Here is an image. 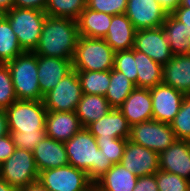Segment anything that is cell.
Segmentation results:
<instances>
[{"label": "cell", "instance_id": "23", "mask_svg": "<svg viewBox=\"0 0 190 191\" xmlns=\"http://www.w3.org/2000/svg\"><path fill=\"white\" fill-rule=\"evenodd\" d=\"M138 177L127 170L122 164L117 163L95 183L94 187L99 191H133Z\"/></svg>", "mask_w": 190, "mask_h": 191}, {"label": "cell", "instance_id": "17", "mask_svg": "<svg viewBox=\"0 0 190 191\" xmlns=\"http://www.w3.org/2000/svg\"><path fill=\"white\" fill-rule=\"evenodd\" d=\"M83 128L75 111H48L46 115V136L65 143Z\"/></svg>", "mask_w": 190, "mask_h": 191}, {"label": "cell", "instance_id": "25", "mask_svg": "<svg viewBox=\"0 0 190 191\" xmlns=\"http://www.w3.org/2000/svg\"><path fill=\"white\" fill-rule=\"evenodd\" d=\"M112 107L103 95L83 94L76 108V115L83 128L109 113Z\"/></svg>", "mask_w": 190, "mask_h": 191}, {"label": "cell", "instance_id": "30", "mask_svg": "<svg viewBox=\"0 0 190 191\" xmlns=\"http://www.w3.org/2000/svg\"><path fill=\"white\" fill-rule=\"evenodd\" d=\"M83 94L106 95L110 85V70L77 71Z\"/></svg>", "mask_w": 190, "mask_h": 191}, {"label": "cell", "instance_id": "24", "mask_svg": "<svg viewBox=\"0 0 190 191\" xmlns=\"http://www.w3.org/2000/svg\"><path fill=\"white\" fill-rule=\"evenodd\" d=\"M112 15L94 11L87 6L77 18L79 36L104 38L111 24Z\"/></svg>", "mask_w": 190, "mask_h": 191}, {"label": "cell", "instance_id": "9", "mask_svg": "<svg viewBox=\"0 0 190 191\" xmlns=\"http://www.w3.org/2000/svg\"><path fill=\"white\" fill-rule=\"evenodd\" d=\"M128 140L160 154L177 138L170 124L151 119L131 125Z\"/></svg>", "mask_w": 190, "mask_h": 191}, {"label": "cell", "instance_id": "7", "mask_svg": "<svg viewBox=\"0 0 190 191\" xmlns=\"http://www.w3.org/2000/svg\"><path fill=\"white\" fill-rule=\"evenodd\" d=\"M39 171L33 153L16 148L14 153L0 165V177L18 189L38 181Z\"/></svg>", "mask_w": 190, "mask_h": 191}, {"label": "cell", "instance_id": "35", "mask_svg": "<svg viewBox=\"0 0 190 191\" xmlns=\"http://www.w3.org/2000/svg\"><path fill=\"white\" fill-rule=\"evenodd\" d=\"M16 101L10 70L6 63H0V109H7Z\"/></svg>", "mask_w": 190, "mask_h": 191}, {"label": "cell", "instance_id": "16", "mask_svg": "<svg viewBox=\"0 0 190 191\" xmlns=\"http://www.w3.org/2000/svg\"><path fill=\"white\" fill-rule=\"evenodd\" d=\"M39 87L44 96L73 70L72 59L37 55Z\"/></svg>", "mask_w": 190, "mask_h": 191}, {"label": "cell", "instance_id": "41", "mask_svg": "<svg viewBox=\"0 0 190 191\" xmlns=\"http://www.w3.org/2000/svg\"><path fill=\"white\" fill-rule=\"evenodd\" d=\"M47 6V0H14V7L26 8V9H37L44 11Z\"/></svg>", "mask_w": 190, "mask_h": 191}, {"label": "cell", "instance_id": "3", "mask_svg": "<svg viewBox=\"0 0 190 191\" xmlns=\"http://www.w3.org/2000/svg\"><path fill=\"white\" fill-rule=\"evenodd\" d=\"M12 78L17 100L43 101L39 87L37 55L24 52L6 63Z\"/></svg>", "mask_w": 190, "mask_h": 191}, {"label": "cell", "instance_id": "18", "mask_svg": "<svg viewBox=\"0 0 190 191\" xmlns=\"http://www.w3.org/2000/svg\"><path fill=\"white\" fill-rule=\"evenodd\" d=\"M118 109L130 126L153 119L150 89L136 87Z\"/></svg>", "mask_w": 190, "mask_h": 191}, {"label": "cell", "instance_id": "19", "mask_svg": "<svg viewBox=\"0 0 190 191\" xmlns=\"http://www.w3.org/2000/svg\"><path fill=\"white\" fill-rule=\"evenodd\" d=\"M86 129L95 138L102 139H128L130 134V125L118 108H112L107 115L89 124Z\"/></svg>", "mask_w": 190, "mask_h": 191}, {"label": "cell", "instance_id": "46", "mask_svg": "<svg viewBox=\"0 0 190 191\" xmlns=\"http://www.w3.org/2000/svg\"><path fill=\"white\" fill-rule=\"evenodd\" d=\"M14 8V0H0V14H4Z\"/></svg>", "mask_w": 190, "mask_h": 191}, {"label": "cell", "instance_id": "34", "mask_svg": "<svg viewBox=\"0 0 190 191\" xmlns=\"http://www.w3.org/2000/svg\"><path fill=\"white\" fill-rule=\"evenodd\" d=\"M158 191H189L190 181L174 173L158 170L155 173Z\"/></svg>", "mask_w": 190, "mask_h": 191}, {"label": "cell", "instance_id": "4", "mask_svg": "<svg viewBox=\"0 0 190 191\" xmlns=\"http://www.w3.org/2000/svg\"><path fill=\"white\" fill-rule=\"evenodd\" d=\"M115 52L104 38L80 36L72 59L76 71H107L114 66Z\"/></svg>", "mask_w": 190, "mask_h": 191}, {"label": "cell", "instance_id": "47", "mask_svg": "<svg viewBox=\"0 0 190 191\" xmlns=\"http://www.w3.org/2000/svg\"><path fill=\"white\" fill-rule=\"evenodd\" d=\"M0 191H19V189L9 185L2 177H0Z\"/></svg>", "mask_w": 190, "mask_h": 191}, {"label": "cell", "instance_id": "37", "mask_svg": "<svg viewBox=\"0 0 190 191\" xmlns=\"http://www.w3.org/2000/svg\"><path fill=\"white\" fill-rule=\"evenodd\" d=\"M128 0H87L86 6L94 11L110 15L123 14Z\"/></svg>", "mask_w": 190, "mask_h": 191}, {"label": "cell", "instance_id": "2", "mask_svg": "<svg viewBox=\"0 0 190 191\" xmlns=\"http://www.w3.org/2000/svg\"><path fill=\"white\" fill-rule=\"evenodd\" d=\"M69 164L87 172L89 179L95 183L112 166L97 145L96 138L82 128L64 143Z\"/></svg>", "mask_w": 190, "mask_h": 191}, {"label": "cell", "instance_id": "28", "mask_svg": "<svg viewBox=\"0 0 190 191\" xmlns=\"http://www.w3.org/2000/svg\"><path fill=\"white\" fill-rule=\"evenodd\" d=\"M135 88V84L125 74L112 69L105 98L112 108H119Z\"/></svg>", "mask_w": 190, "mask_h": 191}, {"label": "cell", "instance_id": "42", "mask_svg": "<svg viewBox=\"0 0 190 191\" xmlns=\"http://www.w3.org/2000/svg\"><path fill=\"white\" fill-rule=\"evenodd\" d=\"M171 14L190 29V8L182 7L179 4Z\"/></svg>", "mask_w": 190, "mask_h": 191}, {"label": "cell", "instance_id": "36", "mask_svg": "<svg viewBox=\"0 0 190 191\" xmlns=\"http://www.w3.org/2000/svg\"><path fill=\"white\" fill-rule=\"evenodd\" d=\"M127 140L122 138H96L99 149L103 151L105 158L110 160L112 164L120 163Z\"/></svg>", "mask_w": 190, "mask_h": 191}, {"label": "cell", "instance_id": "10", "mask_svg": "<svg viewBox=\"0 0 190 191\" xmlns=\"http://www.w3.org/2000/svg\"><path fill=\"white\" fill-rule=\"evenodd\" d=\"M83 92L76 70H72L43 97L47 111H76Z\"/></svg>", "mask_w": 190, "mask_h": 191}, {"label": "cell", "instance_id": "33", "mask_svg": "<svg viewBox=\"0 0 190 191\" xmlns=\"http://www.w3.org/2000/svg\"><path fill=\"white\" fill-rule=\"evenodd\" d=\"M114 70L120 71L131 80L136 87L137 68L135 59V49L115 52Z\"/></svg>", "mask_w": 190, "mask_h": 191}, {"label": "cell", "instance_id": "43", "mask_svg": "<svg viewBox=\"0 0 190 191\" xmlns=\"http://www.w3.org/2000/svg\"><path fill=\"white\" fill-rule=\"evenodd\" d=\"M8 122L5 109H0V137L8 135Z\"/></svg>", "mask_w": 190, "mask_h": 191}, {"label": "cell", "instance_id": "20", "mask_svg": "<svg viewBox=\"0 0 190 191\" xmlns=\"http://www.w3.org/2000/svg\"><path fill=\"white\" fill-rule=\"evenodd\" d=\"M39 172L69 164L63 142L45 136L32 151Z\"/></svg>", "mask_w": 190, "mask_h": 191}, {"label": "cell", "instance_id": "22", "mask_svg": "<svg viewBox=\"0 0 190 191\" xmlns=\"http://www.w3.org/2000/svg\"><path fill=\"white\" fill-rule=\"evenodd\" d=\"M136 29L125 13L112 15L111 24L104 40L114 52L134 48Z\"/></svg>", "mask_w": 190, "mask_h": 191}, {"label": "cell", "instance_id": "1", "mask_svg": "<svg viewBox=\"0 0 190 191\" xmlns=\"http://www.w3.org/2000/svg\"><path fill=\"white\" fill-rule=\"evenodd\" d=\"M77 21L46 15L36 55L73 59L79 39Z\"/></svg>", "mask_w": 190, "mask_h": 191}, {"label": "cell", "instance_id": "44", "mask_svg": "<svg viewBox=\"0 0 190 191\" xmlns=\"http://www.w3.org/2000/svg\"><path fill=\"white\" fill-rule=\"evenodd\" d=\"M165 11L170 14L178 5L180 0H157Z\"/></svg>", "mask_w": 190, "mask_h": 191}, {"label": "cell", "instance_id": "26", "mask_svg": "<svg viewBox=\"0 0 190 191\" xmlns=\"http://www.w3.org/2000/svg\"><path fill=\"white\" fill-rule=\"evenodd\" d=\"M138 88H153L163 81V65L155 62L145 53L135 50Z\"/></svg>", "mask_w": 190, "mask_h": 191}, {"label": "cell", "instance_id": "32", "mask_svg": "<svg viewBox=\"0 0 190 191\" xmlns=\"http://www.w3.org/2000/svg\"><path fill=\"white\" fill-rule=\"evenodd\" d=\"M170 126L178 140L190 141V95L184 97L179 112Z\"/></svg>", "mask_w": 190, "mask_h": 191}, {"label": "cell", "instance_id": "12", "mask_svg": "<svg viewBox=\"0 0 190 191\" xmlns=\"http://www.w3.org/2000/svg\"><path fill=\"white\" fill-rule=\"evenodd\" d=\"M125 15L140 30L161 27L168 13L157 0H128Z\"/></svg>", "mask_w": 190, "mask_h": 191}, {"label": "cell", "instance_id": "27", "mask_svg": "<svg viewBox=\"0 0 190 191\" xmlns=\"http://www.w3.org/2000/svg\"><path fill=\"white\" fill-rule=\"evenodd\" d=\"M173 55L190 54V29L171 13L162 25Z\"/></svg>", "mask_w": 190, "mask_h": 191}, {"label": "cell", "instance_id": "48", "mask_svg": "<svg viewBox=\"0 0 190 191\" xmlns=\"http://www.w3.org/2000/svg\"><path fill=\"white\" fill-rule=\"evenodd\" d=\"M179 4H180L182 7L190 8V0H180Z\"/></svg>", "mask_w": 190, "mask_h": 191}, {"label": "cell", "instance_id": "31", "mask_svg": "<svg viewBox=\"0 0 190 191\" xmlns=\"http://www.w3.org/2000/svg\"><path fill=\"white\" fill-rule=\"evenodd\" d=\"M85 7V0H47L45 13L52 17L77 20Z\"/></svg>", "mask_w": 190, "mask_h": 191}, {"label": "cell", "instance_id": "11", "mask_svg": "<svg viewBox=\"0 0 190 191\" xmlns=\"http://www.w3.org/2000/svg\"><path fill=\"white\" fill-rule=\"evenodd\" d=\"M134 49L165 65L174 56L163 27L136 30Z\"/></svg>", "mask_w": 190, "mask_h": 191}, {"label": "cell", "instance_id": "8", "mask_svg": "<svg viewBox=\"0 0 190 191\" xmlns=\"http://www.w3.org/2000/svg\"><path fill=\"white\" fill-rule=\"evenodd\" d=\"M38 181L49 191H90L94 187L87 172L70 164L39 172Z\"/></svg>", "mask_w": 190, "mask_h": 191}, {"label": "cell", "instance_id": "38", "mask_svg": "<svg viewBox=\"0 0 190 191\" xmlns=\"http://www.w3.org/2000/svg\"><path fill=\"white\" fill-rule=\"evenodd\" d=\"M16 148L33 151L38 143L46 136V133H21L19 131H9Z\"/></svg>", "mask_w": 190, "mask_h": 191}, {"label": "cell", "instance_id": "5", "mask_svg": "<svg viewBox=\"0 0 190 191\" xmlns=\"http://www.w3.org/2000/svg\"><path fill=\"white\" fill-rule=\"evenodd\" d=\"M11 24L24 52H34L38 46L46 13L37 9L14 7L3 14Z\"/></svg>", "mask_w": 190, "mask_h": 191}, {"label": "cell", "instance_id": "45", "mask_svg": "<svg viewBox=\"0 0 190 191\" xmlns=\"http://www.w3.org/2000/svg\"><path fill=\"white\" fill-rule=\"evenodd\" d=\"M19 191H49V190L45 188L39 181H36L24 188L19 189Z\"/></svg>", "mask_w": 190, "mask_h": 191}, {"label": "cell", "instance_id": "40", "mask_svg": "<svg viewBox=\"0 0 190 191\" xmlns=\"http://www.w3.org/2000/svg\"><path fill=\"white\" fill-rule=\"evenodd\" d=\"M133 191H158L155 174L138 177Z\"/></svg>", "mask_w": 190, "mask_h": 191}, {"label": "cell", "instance_id": "6", "mask_svg": "<svg viewBox=\"0 0 190 191\" xmlns=\"http://www.w3.org/2000/svg\"><path fill=\"white\" fill-rule=\"evenodd\" d=\"M9 131L46 133L47 110L43 101L17 100L5 109Z\"/></svg>", "mask_w": 190, "mask_h": 191}, {"label": "cell", "instance_id": "21", "mask_svg": "<svg viewBox=\"0 0 190 191\" xmlns=\"http://www.w3.org/2000/svg\"><path fill=\"white\" fill-rule=\"evenodd\" d=\"M162 83L190 95V54L174 55L163 65Z\"/></svg>", "mask_w": 190, "mask_h": 191}, {"label": "cell", "instance_id": "49", "mask_svg": "<svg viewBox=\"0 0 190 191\" xmlns=\"http://www.w3.org/2000/svg\"><path fill=\"white\" fill-rule=\"evenodd\" d=\"M90 191H99L97 188L93 187Z\"/></svg>", "mask_w": 190, "mask_h": 191}, {"label": "cell", "instance_id": "13", "mask_svg": "<svg viewBox=\"0 0 190 191\" xmlns=\"http://www.w3.org/2000/svg\"><path fill=\"white\" fill-rule=\"evenodd\" d=\"M150 93L153 119L170 124L179 112L186 95L163 83L150 88Z\"/></svg>", "mask_w": 190, "mask_h": 191}, {"label": "cell", "instance_id": "14", "mask_svg": "<svg viewBox=\"0 0 190 191\" xmlns=\"http://www.w3.org/2000/svg\"><path fill=\"white\" fill-rule=\"evenodd\" d=\"M120 164L137 177L152 175L159 170V154L127 140Z\"/></svg>", "mask_w": 190, "mask_h": 191}, {"label": "cell", "instance_id": "29", "mask_svg": "<svg viewBox=\"0 0 190 191\" xmlns=\"http://www.w3.org/2000/svg\"><path fill=\"white\" fill-rule=\"evenodd\" d=\"M18 38L13 32L8 19L0 15V63H7L14 60L18 55L23 54Z\"/></svg>", "mask_w": 190, "mask_h": 191}, {"label": "cell", "instance_id": "15", "mask_svg": "<svg viewBox=\"0 0 190 191\" xmlns=\"http://www.w3.org/2000/svg\"><path fill=\"white\" fill-rule=\"evenodd\" d=\"M159 170L190 181V141L176 140L159 154Z\"/></svg>", "mask_w": 190, "mask_h": 191}, {"label": "cell", "instance_id": "39", "mask_svg": "<svg viewBox=\"0 0 190 191\" xmlns=\"http://www.w3.org/2000/svg\"><path fill=\"white\" fill-rule=\"evenodd\" d=\"M15 149L10 134L0 137V165L14 153Z\"/></svg>", "mask_w": 190, "mask_h": 191}]
</instances>
